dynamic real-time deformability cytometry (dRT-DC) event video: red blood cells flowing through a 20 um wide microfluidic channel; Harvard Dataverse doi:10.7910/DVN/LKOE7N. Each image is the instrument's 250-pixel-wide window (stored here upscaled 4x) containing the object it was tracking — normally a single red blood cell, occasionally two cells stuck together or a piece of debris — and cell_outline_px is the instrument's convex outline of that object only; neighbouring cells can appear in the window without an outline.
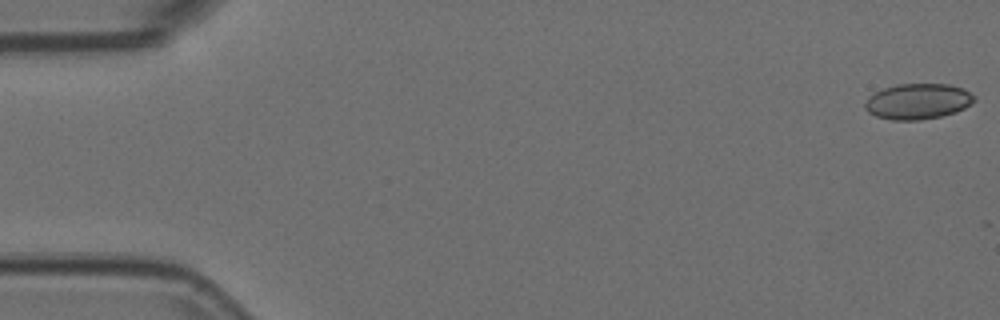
{"species": "Egyptian fruit bat (a non-hibernating species)", "species_latin": "Rousettus aegyptiacus", "temperature_condition": "room temperature", "stored_images_in_passage": 52, "camera_frame_rate_fps": 3000, "um_per_image_px": 0.085, "animal": {"sex": "female"}, "frame": {"image": 1, "passage_image": 1, "time_ms": 0.0, "image_size_px": [1000, 320], "cell_outline_px": [[976, 100], [964, 108], [956, 112], [940, 116], [920, 120], [892, 120], [876, 116], [868, 112], [864, 108], [864, 104], [868, 96], [884, 88], [896, 84], [948, 84], [964, 88], [976, 96]], "centroid_in_image_um": [78.02, 8.61], "position_along_channel_um": 7.0, "area_um2": 22.83}}
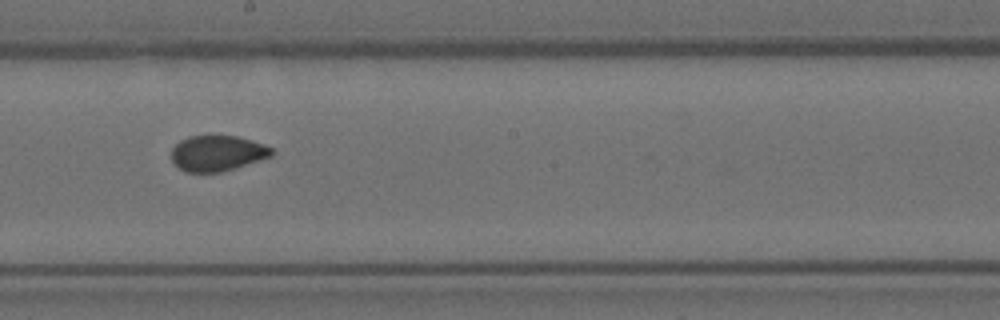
{"frame": {"image": 2, "passage_image": 30, "time_ms": 9.667, "image_size_px": [1000, 320], "cell_outline_px": [[276, 152], [272, 156], [220, 172], [184, 172], [172, 160], [172, 148], [180, 140], [192, 136], [236, 136], [264, 144], [272, 148]], "centroid_in_image_um": [18.48, 13.02], "position_along_channel_um": 229.7, "area_um2": 20.58}}
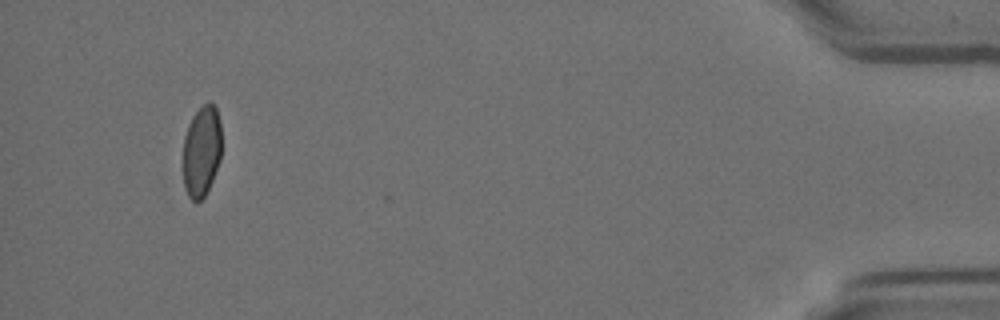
{"frame": {"image": 3, "passage_image": 51, "time_ms": 16.667, "image_size_px": [1000, 320], "cell_outline_px": [[220, 160], [212, 180], [204, 196], [196, 204], [188, 196], [184, 184], [180, 160], [184, 136], [188, 124], [192, 116], [208, 100], [216, 108], [220, 120]], "centroid_in_image_um": [17.08, 12.86], "position_along_channel_um": 418.1, "area_um2": 20.98}, "authors_computed_cell_mechanics": {"area_um2": 21.8484, "velocity_mm_per_s": 3.7761, "shape_relaxation_time_tau1_ms": 8.6837, "shape_relaxation_time_tau2_ms": 1.1324, "deformation_change_tau1": 0.141, "deformation_change_tau2": 0.0354}}